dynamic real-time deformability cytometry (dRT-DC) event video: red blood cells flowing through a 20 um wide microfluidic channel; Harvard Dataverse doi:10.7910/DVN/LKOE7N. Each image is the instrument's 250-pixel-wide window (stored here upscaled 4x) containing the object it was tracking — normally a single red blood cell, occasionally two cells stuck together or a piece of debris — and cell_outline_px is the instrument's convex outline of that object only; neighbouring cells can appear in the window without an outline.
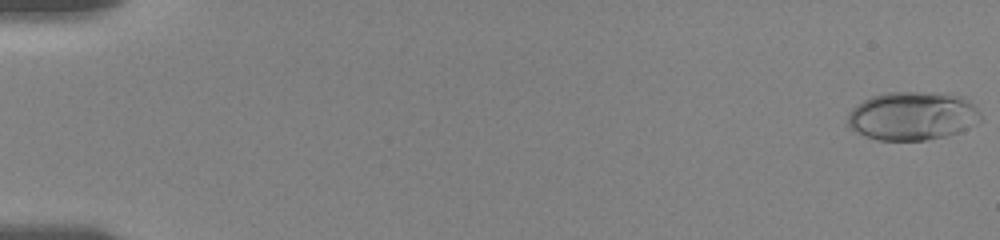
{"species": "human", "species_latin": "Homo sapiens", "temperature_condition": "room temperature", "stored_images_in_passage": 56, "camera_frame_rate_fps": 3000, "um_per_image_px": 0.085, "donor": {"sex": "female"}, "frame": {"image": 1, "passage_image": 1, "time_ms": 0.0, "image_size_px": [1000, 240], "cell_outline_px": [[984, 120], [956, 132], [944, 136], [924, 140], [880, 140], [856, 132], [848, 128], [848, 116], [852, 108], [856, 104], [872, 96], [888, 92], [948, 92], [960, 96], [968, 100], [984, 116]], "centroid_in_image_um": [77.58, 9.83], "position_along_channel_um": 7.4, "area_um2": 37.74}}
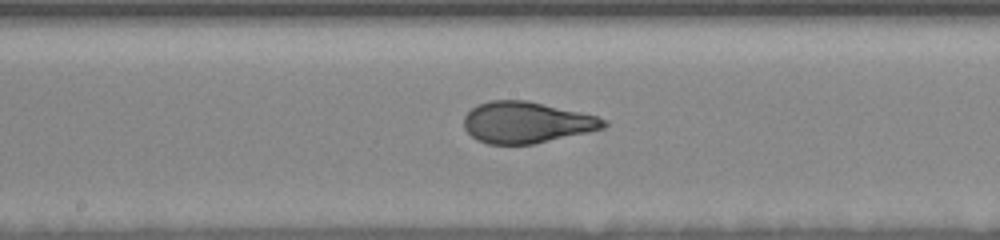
{"frame": {"image": 2, "passage_image": 31, "time_ms": 10.0, "image_size_px": [1000, 240], "cell_outline_px": [[608, 124], [604, 128], [588, 132], [532, 144], [488, 144], [476, 140], [464, 128], [464, 116], [476, 104], [488, 100], [528, 100], [580, 112], [596, 116], [608, 120]], "centroid_in_image_um": [44.73, 10.4], "position_along_channel_um": 203.5, "area_um2": 33.7}}
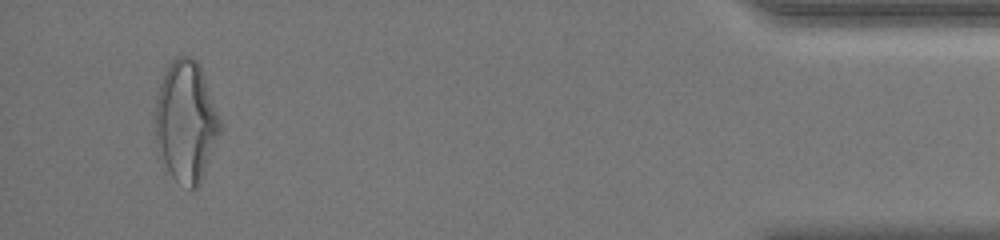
{"frame": {"image": 3, "passage_image": 54, "time_ms": 17.667, "image_size_px": [1000, 240], "cell_outline_px": [[220, 132], [200, 184], [196, 188], [192, 188], [176, 180], [168, 172], [156, 140], [156, 100], [160, 84], [172, 60], [176, 56], [188, 56], [196, 60], [200, 64], [220, 116]], "centroid_in_image_um": [15.83, 10.3], "position_along_channel_um": 419.4, "area_um2": 45.03}, "authors_computed_cell_mechanics": {"area_um2": 34.391, "velocity_mm_per_s": 3.6279, "shape_relaxation_time_tau1_ms": 4.5808, "shape_relaxation_time_tau2_ms": null, "deformation_change_tau1": 0.1744, "deformation_change_tau2": null}}